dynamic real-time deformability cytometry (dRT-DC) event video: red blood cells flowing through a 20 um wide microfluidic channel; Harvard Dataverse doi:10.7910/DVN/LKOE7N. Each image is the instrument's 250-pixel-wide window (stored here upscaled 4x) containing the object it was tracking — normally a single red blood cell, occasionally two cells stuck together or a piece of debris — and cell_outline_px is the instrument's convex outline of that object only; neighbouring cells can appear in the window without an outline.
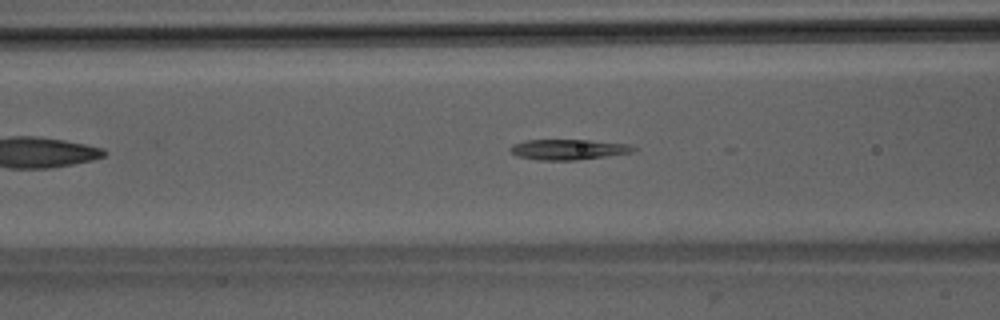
{"species": "Egyptian fruit bat (a non-hibernating species)", "species_latin": "Rousettus aegyptiacus", "temperature_condition": "room temperature", "stored_images_in_passage": 35, "camera_frame_rate_fps": 3000, "um_per_image_px": 0.085, "animal": {"sex": "male"}, "frame": {"image": 1, "passage_image": 10, "time_ms": 3.0, "image_size_px": [1000, 320], "cell_outline_px": [[640, 148], [632, 152], [576, 160], [540, 160], [516, 156], [508, 148], [512, 144], [524, 140], [588, 140], [628, 144]], "centroid_in_image_um": [48.28, 12.7], "position_along_channel_um": 118.3, "area_um2": 14.62}}
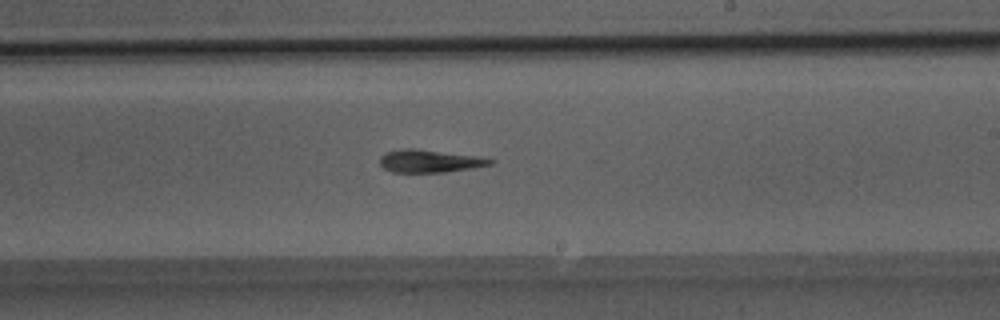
{"frame": {"image": 2, "passage_image": 20, "time_ms": 6.333, "image_size_px": [1000, 320], "cell_outline_px": [[496, 160], [492, 164], [472, 168], [444, 172], [392, 172], [384, 168], [380, 164], [380, 156], [388, 152], [404, 148], [412, 148], [480, 156]], "centroid_in_image_um": [36.55, 13.69], "position_along_channel_um": 252.5, "area_um2": 14.57}, "authors_computed_cell_mechanics": {"area_um2": 14.6812, "velocity_mm_per_s": 4.0293, "shape_relaxation_time_tau1_ms": 6.3844, "shape_relaxation_time_tau2_ms": 8.7316, "deformation_change_tau1": 0.2071, "deformation_change_tau2": 0.243}}